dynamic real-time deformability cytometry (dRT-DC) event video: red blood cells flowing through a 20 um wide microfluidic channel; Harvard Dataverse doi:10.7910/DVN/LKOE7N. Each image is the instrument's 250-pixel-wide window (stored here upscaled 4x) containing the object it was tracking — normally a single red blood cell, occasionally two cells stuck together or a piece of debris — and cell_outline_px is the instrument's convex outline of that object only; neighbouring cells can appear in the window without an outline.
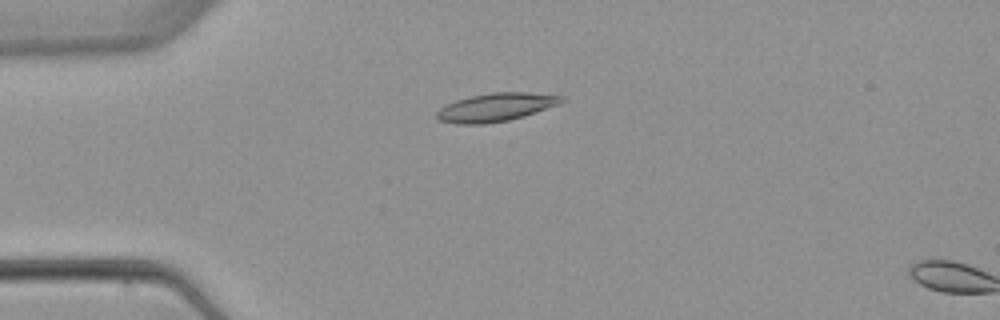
{"species": "common noctule bat (a hibernating species)", "species_latin": "Nyctalus noctula", "temperature_condition": "warm", "stored_images_in_passage": 5, "camera_frame_rate_fps": 3000, "um_per_image_px": 0.085, "animal": {"sex": "female", "body_mass_g": 22.7, "forearm_length_mm": 54.2}, "frame": {"image": 1, "passage_image": 4, "time_ms": 3.667, "image_size_px": [1000, 320], "cell_outline_px": [[564, 100], [560, 104], [524, 116], [508, 120], [484, 124], [456, 124], [436, 120], [436, 112], [440, 108], [456, 100], [472, 96], [492, 92], [528, 92], [564, 96]], "centroid_in_image_um": [42.14, 9.12], "position_along_channel_um": 42.9, "area_um2": 20.58}}